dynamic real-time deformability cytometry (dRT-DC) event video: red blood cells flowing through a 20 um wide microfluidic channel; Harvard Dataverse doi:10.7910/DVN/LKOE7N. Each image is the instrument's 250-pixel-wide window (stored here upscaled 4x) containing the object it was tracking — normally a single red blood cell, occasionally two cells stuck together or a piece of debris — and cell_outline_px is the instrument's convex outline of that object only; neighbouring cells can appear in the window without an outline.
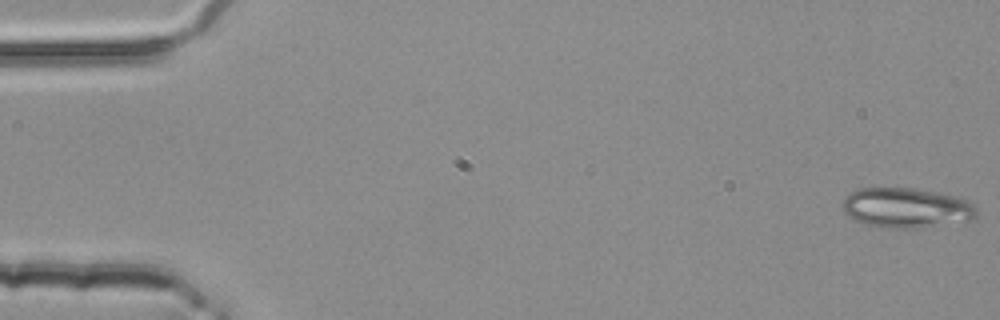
{"species": "common noctule bat (a hibernating species)", "species_latin": "Nyctalus noctula", "temperature_condition": "room temperature", "stored_images_in_passage": 55, "camera_frame_rate_fps": 3000, "um_per_image_px": 0.085, "animal": {"sex": "female", "body_mass_g": 25.1}, "frame": {"image": 1, "passage_image": 1, "time_ms": 0.0, "image_size_px": [1000, 320], "cell_outline_px": [[976, 216], [972, 220], [916, 228], [880, 228], [864, 224], [848, 216], [844, 212], [844, 196], [860, 188], [912, 188], [936, 192], [968, 200], [976, 208]], "centroid_in_image_um": [77.02, 17.67], "position_along_channel_um": 8.0, "area_um2": 31.1}}
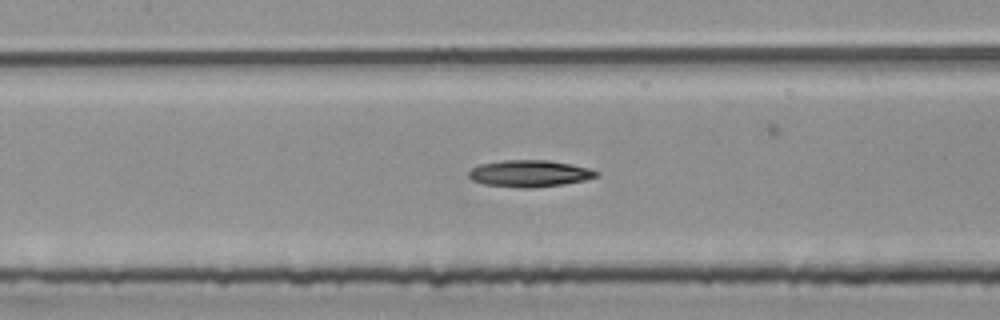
{"frame": {"image": 2, "passage_image": 25, "time_ms": 8.0, "image_size_px": [1000, 320], "cell_outline_px": [[600, 176], [584, 180], [564, 184], [532, 188], [524, 188], [484, 184], [472, 180], [468, 176], [468, 172], [472, 168], [480, 164], [504, 160], [548, 160], [588, 168], [600, 172]], "centroid_in_image_um": [45.01, 14.75], "position_along_channel_um": 162.4, "area_um2": 19.83}}
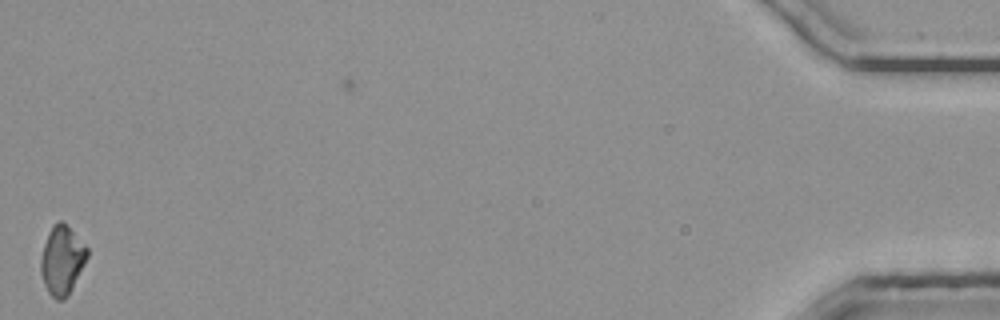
{"frame": {"image": 3, "passage_image": 54, "time_ms": 17.667, "image_size_px": [1000, 320], "cell_outline_px": [[88, 256], [68, 296], [64, 300], [56, 300], [48, 292], [44, 284], [40, 272], [40, 260], [44, 244], [48, 232], [60, 220], [88, 248]], "centroid_in_image_um": [5.25, 22.17], "position_along_channel_um": 429.9, "area_um2": 18.21}}